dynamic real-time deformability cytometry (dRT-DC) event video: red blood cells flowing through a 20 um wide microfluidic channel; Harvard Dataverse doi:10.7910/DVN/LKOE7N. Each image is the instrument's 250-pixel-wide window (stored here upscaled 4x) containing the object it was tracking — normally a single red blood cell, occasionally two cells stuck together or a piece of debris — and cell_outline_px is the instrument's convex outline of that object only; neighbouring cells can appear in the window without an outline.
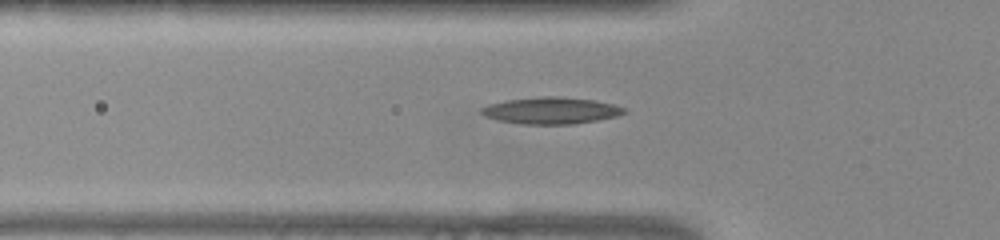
{"species": "common noctule bat (a hibernating species)", "species_latin": "Nyctalus noctula", "temperature_condition": "warm", "stored_images_in_passage": 37, "camera_frame_rate_fps": 3000, "um_per_image_px": 0.085, "animal": {"sex": "female", "body_mass_g": 22.0, "forearm_length_mm": 56.7}, "frame": {"image": 1, "passage_image": 6, "time_ms": 1.667, "image_size_px": [1000, 240], "cell_outline_px": [[628, 112], [616, 116], [596, 120], [572, 124], [524, 124], [500, 120], [484, 116], [480, 112], [480, 108], [488, 104], [508, 100], [544, 96], [560, 96], [592, 100], [612, 104], [624, 108]], "centroid_in_image_um": [46.82, 9.39], "position_along_channel_um": 79.0, "area_um2": 21.96}}
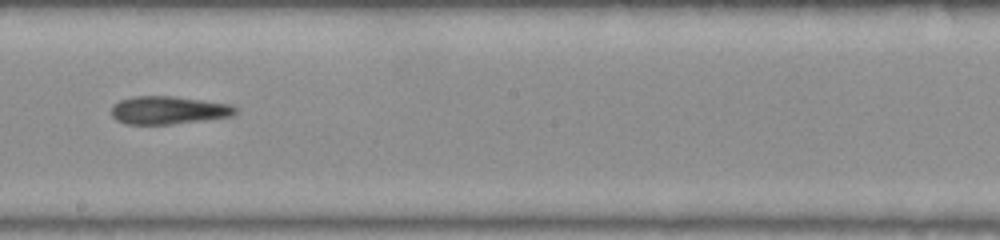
{"frame": {"image": 2, "passage_image": 18, "time_ms": 5.667, "image_size_px": [1000, 240], "cell_outline_px": [[240, 108], [232, 116], [204, 120], [172, 124], [124, 124], [116, 120], [112, 116], [112, 104], [120, 100], [136, 96], [172, 96], [232, 104]], "centroid_in_image_um": [14.33, 9.37], "position_along_channel_um": 233.9, "area_um2": 20.35}}
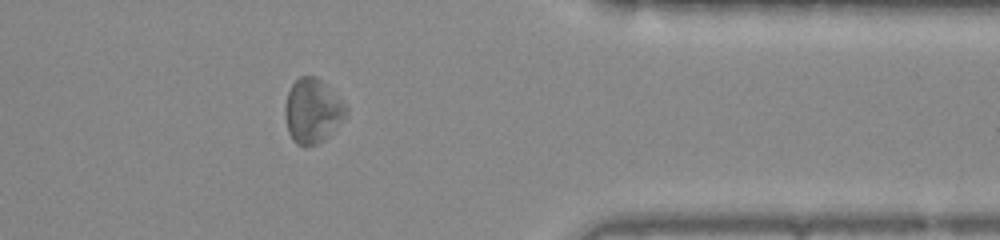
{"frame": {"image": 3, "passage_image": 31, "time_ms": 10.0, "image_size_px": [1000, 240], "cell_outline_px": [[348, 112], [324, 140], [316, 144], [304, 148], [296, 144], [292, 140], [288, 132], [284, 116], [284, 104], [288, 92], [292, 84], [300, 76], [316, 76], [348, 108]], "centroid_in_image_um": [26.5, 9.46], "position_along_channel_um": 384.9, "area_um2": 22.72}, "authors_computed_cell_mechanics": {"area_um2": 20.9814, "velocity_mm_per_s": 3.8702, "shape_relaxation_time_tau1_ms": null, "shape_relaxation_time_tau2_ms": 9.1447, "deformation_change_tau1": null, "deformation_change_tau2": 0.2376}}